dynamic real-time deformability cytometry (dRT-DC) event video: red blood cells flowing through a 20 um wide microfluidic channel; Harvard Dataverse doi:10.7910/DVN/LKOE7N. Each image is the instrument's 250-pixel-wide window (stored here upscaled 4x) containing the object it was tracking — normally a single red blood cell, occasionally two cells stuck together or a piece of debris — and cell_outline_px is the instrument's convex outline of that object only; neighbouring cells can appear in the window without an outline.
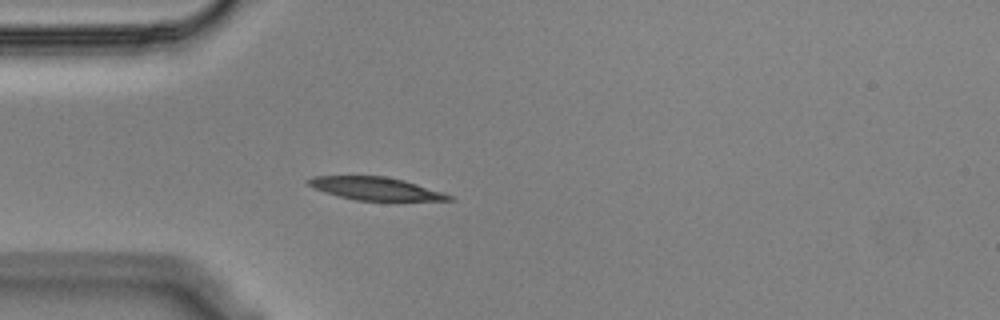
{"species": "Egyptian fruit bat (a non-hibernating species)", "species_latin": "Rousettus aegyptiacus", "temperature_condition": "cold", "stored_images_in_passage": 42, "camera_frame_rate_fps": 3000, "um_per_image_px": 0.085, "animal": {"sex": "male"}, "frame": {"image": 1, "passage_image": 1, "time_ms": 0.0, "image_size_px": [1000, 320], "cell_outline_px": [[456, 200], [356, 200], [336, 196], [324, 192], [308, 184], [304, 180], [312, 176], [384, 176], [404, 180], [452, 196]], "centroid_in_image_um": [31.84, 16.02], "position_along_channel_um": 53.2, "area_um2": 18.44}}
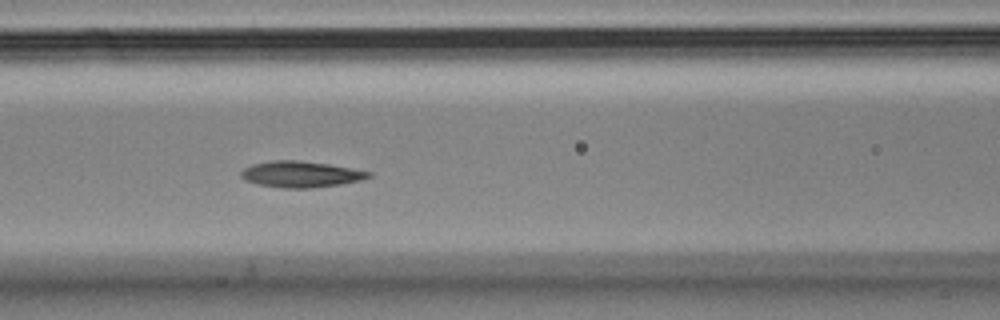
{"frame": {"image": 2, "passage_image": 9, "time_ms": 2.667, "image_size_px": [1000, 320], "cell_outline_px": [[372, 176], [360, 180], [340, 184], [312, 188], [284, 188], [256, 184], [244, 180], [240, 176], [240, 172], [244, 168], [252, 164], [272, 160], [296, 160], [328, 164], [352, 168], [372, 172]], "centroid_in_image_um": [25.54, 14.81], "position_along_channel_um": 141.1, "area_um2": 19.48}}
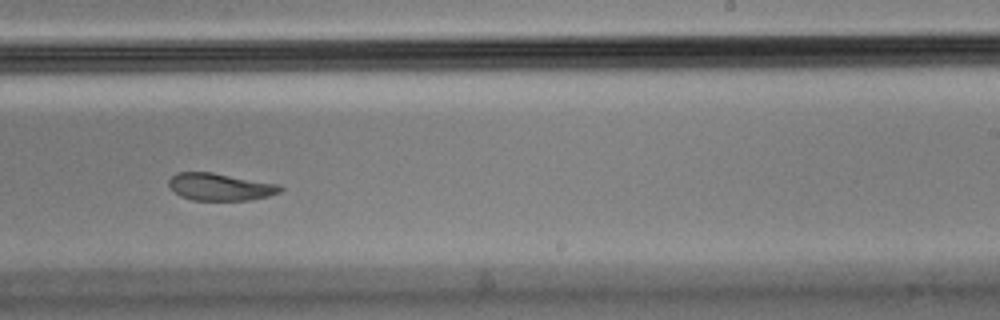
{"frame": {"image": 3, "passage_image": 20, "time_ms": 6.333, "image_size_px": [1000, 320], "cell_outline_px": [[284, 188], [280, 192], [268, 196], [248, 200], [192, 200], [180, 196], [168, 188], [168, 180], [176, 172], [212, 172], [280, 184]], "centroid_in_image_um": [18.69, 15.88], "position_along_channel_um": 270.3, "area_um2": 17.92}, "authors_computed_cell_mechanics": {"area_um2": 19.5653, "velocity_mm_per_s": 3.5385, "shape_relaxation_time_tau1_ms": 4.7652, "shape_relaxation_time_tau2_ms": 3.9971, "deformation_change_tau1": 0.1681, "deformation_change_tau2": 0.082}}